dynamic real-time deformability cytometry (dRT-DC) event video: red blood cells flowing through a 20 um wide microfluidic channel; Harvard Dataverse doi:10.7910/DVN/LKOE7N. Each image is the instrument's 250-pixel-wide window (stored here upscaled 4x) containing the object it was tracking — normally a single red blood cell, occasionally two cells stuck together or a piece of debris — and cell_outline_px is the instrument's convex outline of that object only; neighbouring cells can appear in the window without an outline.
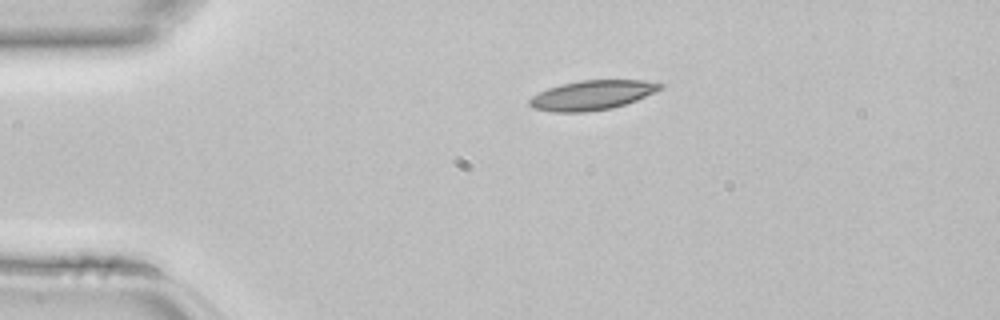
{"species": "common noctule bat (a hibernating species)", "species_latin": "Nyctalus noctula", "temperature_condition": "room temperature", "stored_images_in_passage": 36, "camera_frame_rate_fps": 3000, "um_per_image_px": 0.085, "animal": {"sex": "female", "body_mass_g": 22.7, "forearm_length_mm": 54.2}, "frame": {"image": 1, "passage_image": 1, "time_ms": 0.0, "image_size_px": [1000, 320], "cell_outline_px": [[664, 88], [656, 92], [636, 100], [612, 108], [584, 112], [552, 112], [532, 108], [528, 104], [528, 100], [532, 96], [548, 88], [560, 84], [580, 80], [644, 80], [664, 84]], "centroid_in_image_um": [50.32, 8.08], "position_along_channel_um": 34.7, "area_um2": 22.6}}
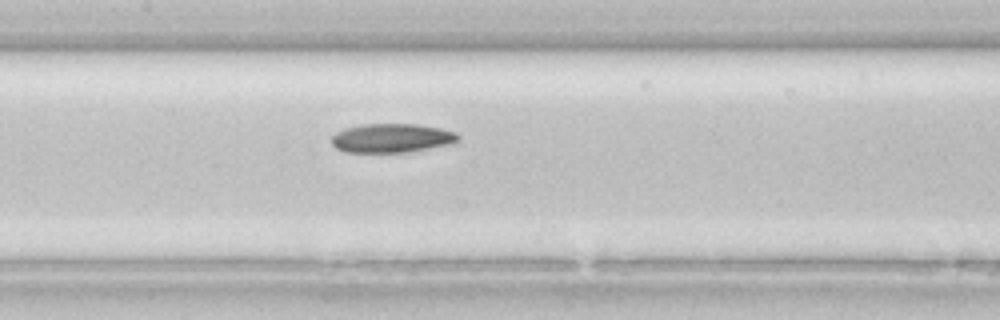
{"frame": {"image": 2, "passage_image": 13, "time_ms": 4.0, "image_size_px": [1000, 320], "cell_outline_px": [[460, 140], [452, 144], [408, 152], [344, 152], [336, 148], [332, 144], [332, 136], [336, 132], [344, 128], [364, 124], [416, 124], [440, 128], [456, 132], [460, 136]], "centroid_in_image_um": [33.32, 11.74], "position_along_channel_um": 174.1, "area_um2": 21.5}}
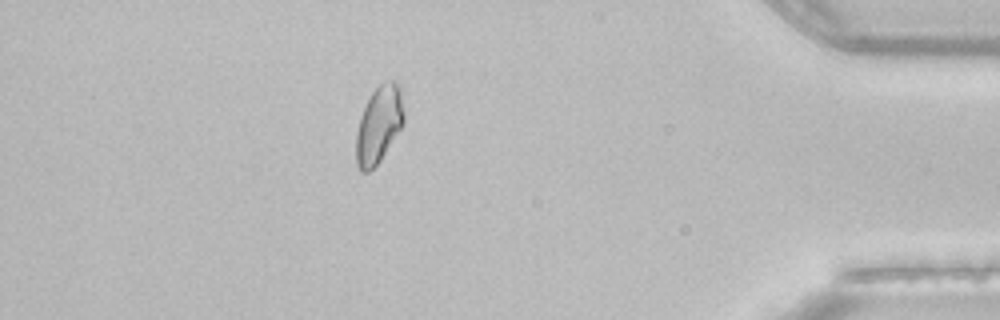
{"frame": {"image": 3, "passage_image": 31, "time_ms": 10.0, "image_size_px": [1000, 320], "cell_outline_px": [[404, 124], [380, 160], [368, 172], [360, 172], [356, 164], [356, 132], [360, 116], [372, 92], [384, 80], [396, 80], [400, 88], [404, 112]], "centroid_in_image_um": [32.21, 10.58], "position_along_channel_um": 403.0, "area_um2": 21.5}}